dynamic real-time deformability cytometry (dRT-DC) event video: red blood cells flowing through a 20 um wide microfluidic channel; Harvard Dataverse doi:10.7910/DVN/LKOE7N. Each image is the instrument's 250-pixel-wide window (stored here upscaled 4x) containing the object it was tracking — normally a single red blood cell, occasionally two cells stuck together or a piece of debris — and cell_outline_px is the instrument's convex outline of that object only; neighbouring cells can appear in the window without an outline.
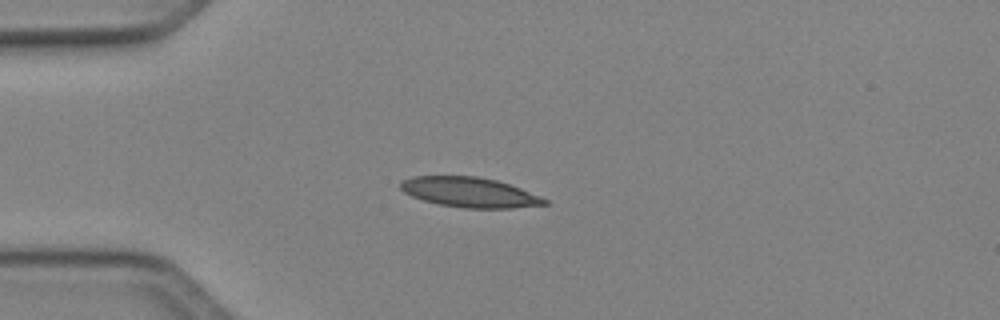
{"species": "Egyptian fruit bat (a non-hibernating species)", "species_latin": "Rousettus aegyptiacus", "temperature_condition": "cold", "stored_images_in_passage": 37, "camera_frame_rate_fps": 3000, "um_per_image_px": 0.085, "animal": {"sex": "female"}, "frame": {"image": 1, "passage_image": 1, "time_ms": 0.0, "image_size_px": [1000, 320], "cell_outline_px": [[548, 204], [512, 208], [464, 208], [440, 204], [424, 200], [412, 196], [404, 192], [400, 188], [400, 184], [404, 180], [412, 176], [476, 176], [496, 180], [520, 188], [540, 196], [548, 200]], "centroid_in_image_um": [39.92, 16.34], "position_along_channel_um": 45.1, "area_um2": 24.91}}
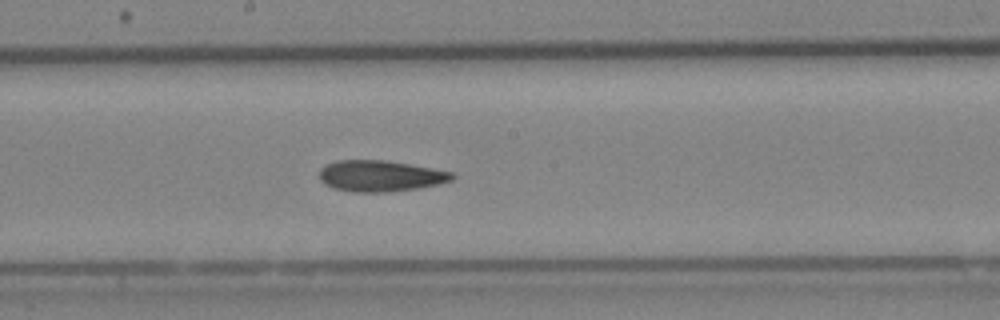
{"frame": {"image": 2, "passage_image": 15, "time_ms": 4.667, "image_size_px": [1000, 320], "cell_outline_px": [[456, 176], [452, 180], [436, 184], [416, 188], [384, 192], [352, 192], [332, 188], [324, 184], [320, 180], [320, 168], [324, 164], [336, 160], [388, 160], [432, 168], [452, 172]], "centroid_in_image_um": [32.27, 14.94], "position_along_channel_um": 215.9, "area_um2": 24.16}}
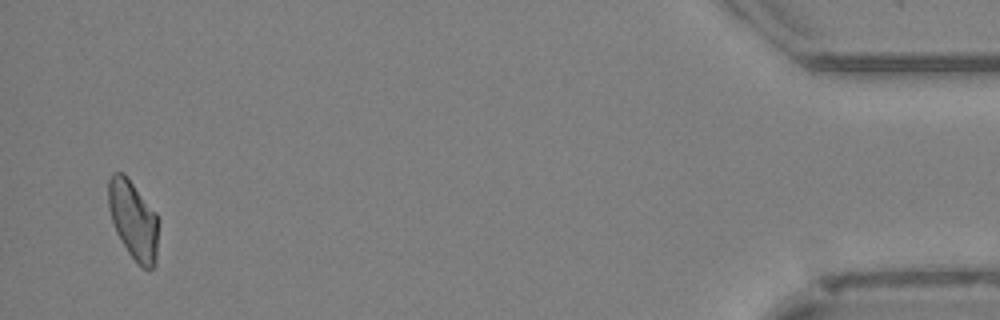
{"frame": {"image": 3, "passage_image": 36, "time_ms": 11.667, "image_size_px": [1000, 320], "cell_outline_px": [[156, 264], [152, 268], [144, 268], [128, 252], [116, 232], [108, 208], [108, 180], [112, 172], [124, 172], [156, 212]], "centroid_in_image_um": [11.29, 18.63], "position_along_channel_um": 423.9, "area_um2": 22.54}, "authors_computed_cell_mechanics": {"area_um2": 23.7558, "velocity_mm_per_s": 4.1154, "shape_relaxation_time_tau1_ms": 7.1056, "shape_relaxation_time_tau2_ms": 4.4907, "deformation_change_tau1": 0.1591, "deformation_change_tau2": 0.119}}